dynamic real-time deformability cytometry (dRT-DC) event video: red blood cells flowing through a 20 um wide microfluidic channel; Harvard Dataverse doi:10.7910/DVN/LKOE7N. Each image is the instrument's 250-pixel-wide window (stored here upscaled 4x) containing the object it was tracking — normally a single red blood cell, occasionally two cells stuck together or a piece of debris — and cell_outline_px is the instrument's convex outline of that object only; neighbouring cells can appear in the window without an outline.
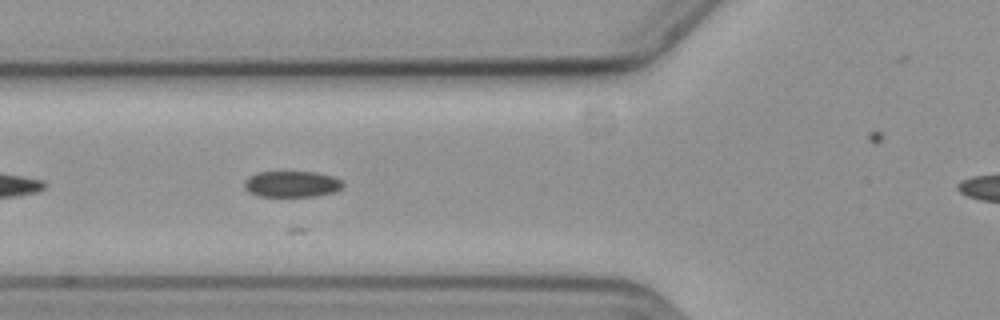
{"species": "common noctule bat (a hibernating species)", "species_latin": "Nyctalus noctula", "temperature_condition": "cold", "stored_images_in_passage": 27, "camera_frame_rate_fps": 3000, "um_per_image_px": 0.085, "animal": {"sex": "female", "body_mass_g": 19.3, "forearm_length_mm": 54.1}, "frame": {"image": 1, "passage_image": 5, "time_ms": 1.333, "image_size_px": [1000, 320], "cell_outline_px": [[344, 184], [340, 188], [332, 192], [316, 196], [260, 196], [248, 192], [244, 188], [244, 180], [248, 176], [256, 172], [316, 172], [332, 176], [344, 180]], "centroid_in_image_um": [24.78, 15.63], "position_along_channel_um": 101.0, "area_um2": 15.09}}
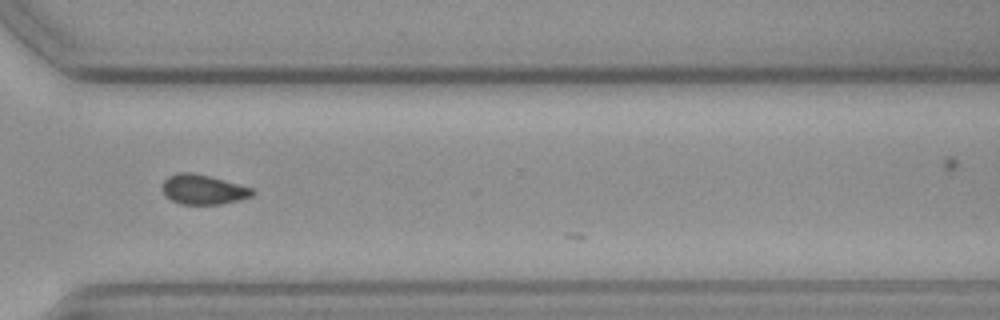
{"frame": {"image": 2, "passage_image": 26, "time_ms": 8.333, "image_size_px": [1000, 320], "cell_outline_px": [[256, 192], [252, 196], [240, 200], [220, 204], [180, 204], [164, 196], [160, 188], [164, 180], [168, 176], [176, 172], [192, 172], [208, 176], [252, 188]], "centroid_in_image_um": [17.22, 16.11], "position_along_channel_um": 353.4, "area_um2": 15.72}}